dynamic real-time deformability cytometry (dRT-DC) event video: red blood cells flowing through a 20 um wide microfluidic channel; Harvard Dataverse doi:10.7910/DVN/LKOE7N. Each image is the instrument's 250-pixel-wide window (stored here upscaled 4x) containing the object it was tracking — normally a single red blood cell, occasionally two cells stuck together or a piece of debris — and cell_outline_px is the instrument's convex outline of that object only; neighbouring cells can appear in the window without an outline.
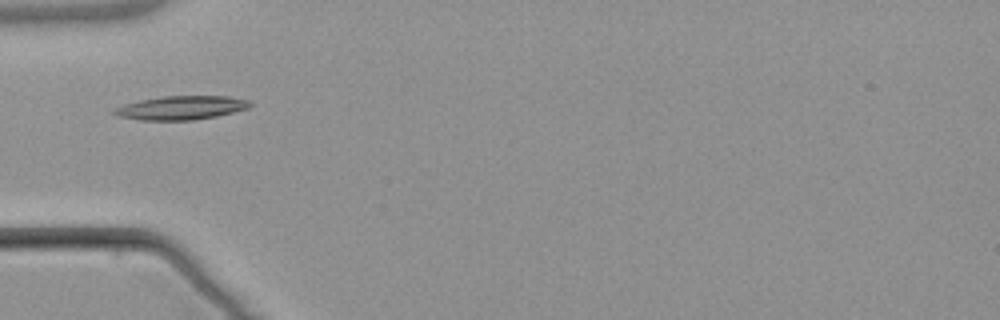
{"species": "common noctule bat (a hibernating species)", "species_latin": "Nyctalus noctula", "temperature_condition": "warm", "stored_images_in_passage": 6, "camera_frame_rate_fps": 3000, "um_per_image_px": 0.085, "animal": {"sex": "male", "body_mass_g": 21.5, "forearm_length_mm": 52.0}, "frame": {"image": 1, "passage_image": 5, "time_ms": 5.0, "image_size_px": [1000, 320], "cell_outline_px": [[252, 104], [248, 108], [216, 116], [192, 120], [140, 120], [116, 116], [112, 112], [112, 108], [124, 104], [140, 100], [164, 96], [228, 96], [252, 100]], "centroid_in_image_um": [15.38, 9.16], "position_along_channel_um": 69.6, "area_um2": 18.9}}
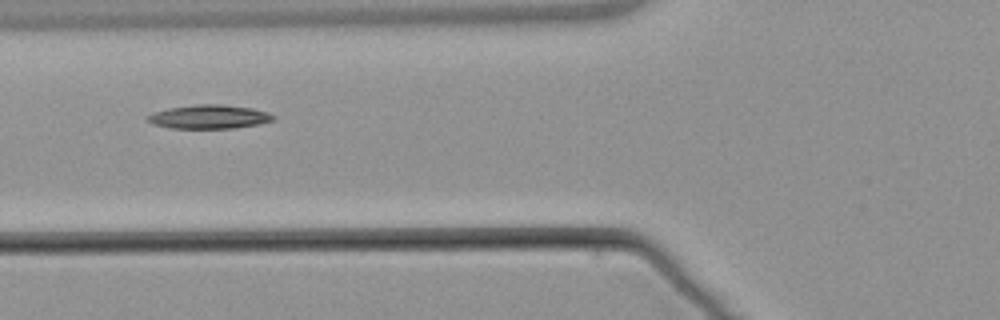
{"frame": {"image": 2, "passage_image": 6, "time_ms": 6.0, "image_size_px": [1000, 320], "cell_outline_px": [[276, 120], [260, 124], [236, 128], [172, 128], [152, 124], [144, 120], [144, 116], [152, 112], [168, 108], [192, 104], [224, 104], [252, 108], [268, 112], [276, 116]], "centroid_in_image_um": [17.75, 9.92], "position_along_channel_um": 108.0, "area_um2": 17.92}}